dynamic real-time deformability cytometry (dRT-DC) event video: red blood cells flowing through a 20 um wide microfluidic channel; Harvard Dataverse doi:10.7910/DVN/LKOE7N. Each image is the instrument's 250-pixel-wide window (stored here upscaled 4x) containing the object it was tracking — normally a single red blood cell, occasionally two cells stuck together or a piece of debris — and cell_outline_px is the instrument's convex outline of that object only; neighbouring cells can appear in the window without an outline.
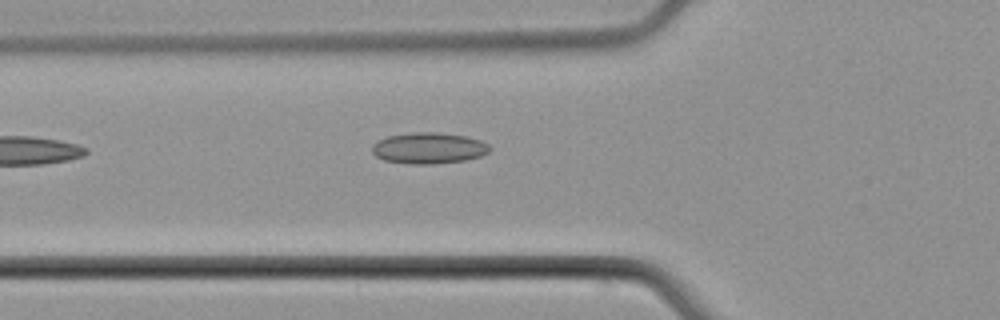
{"species": "common noctule bat (a hibernating species)", "species_latin": "Nyctalus noctula", "temperature_condition": "cold", "stored_images_in_passage": 5, "camera_frame_rate_fps": 3000, "um_per_image_px": 0.085, "animal": {"sex": "male", "body_mass_g": 21.5, "forearm_length_mm": 52.0}, "frame": {"image": 1, "passage_image": 5, "time_ms": 5.0, "image_size_px": [1000, 320], "cell_outline_px": [[492, 148], [488, 152], [480, 156], [464, 160], [436, 164], [408, 164], [384, 160], [376, 156], [372, 152], [372, 144], [388, 136], [412, 132], [436, 132], [468, 136], [480, 140], [488, 144]], "centroid_in_image_um": [36.45, 12.59], "position_along_channel_um": 89.4, "area_um2": 21.44}}